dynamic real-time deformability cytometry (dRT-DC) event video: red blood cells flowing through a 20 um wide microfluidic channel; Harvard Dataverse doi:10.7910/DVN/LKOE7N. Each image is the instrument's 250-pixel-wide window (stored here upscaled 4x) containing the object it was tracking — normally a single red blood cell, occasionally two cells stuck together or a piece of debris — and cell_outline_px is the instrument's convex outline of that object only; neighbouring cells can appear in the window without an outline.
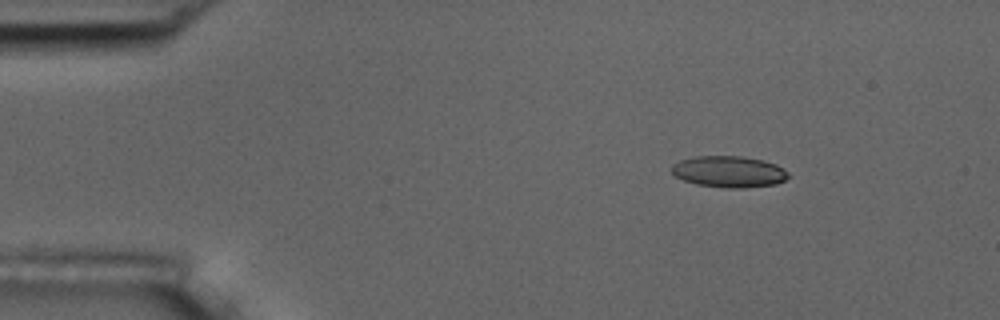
{"species": "common noctule bat (a hibernating species)", "species_latin": "Nyctalus noctula", "temperature_condition": "room temperature", "stored_images_in_passage": 4, "camera_frame_rate_fps": 3000, "um_per_image_px": 0.085, "animal": {"sex": "male", "body_mass_g": 17.5, "forearm_length_mm": 52.3}, "frame": {"image": 1, "passage_image": 2, "time_ms": 1.0, "image_size_px": [1000, 320], "cell_outline_px": [[788, 176], [784, 180], [776, 184], [744, 188], [724, 188], [696, 184], [684, 180], [676, 176], [672, 172], [672, 164], [680, 160], [696, 156], [740, 156], [764, 160], [776, 164], [788, 172]], "centroid_in_image_um": [61.96, 14.59], "position_along_channel_um": 23.0, "area_um2": 21.33}}